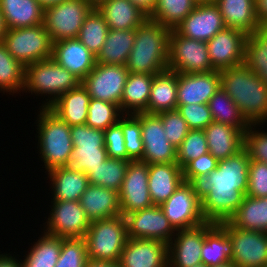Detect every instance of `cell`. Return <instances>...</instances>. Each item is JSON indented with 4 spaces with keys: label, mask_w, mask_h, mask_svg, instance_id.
Masks as SVG:
<instances>
[{
    "label": "cell",
    "mask_w": 267,
    "mask_h": 267,
    "mask_svg": "<svg viewBox=\"0 0 267 267\" xmlns=\"http://www.w3.org/2000/svg\"><path fill=\"white\" fill-rule=\"evenodd\" d=\"M250 158L243 147L236 154L218 161L217 168L209 174L195 176L189 183L202 201V211L207 222L221 223L235 213L248 190Z\"/></svg>",
    "instance_id": "6da1fadb"
},
{
    "label": "cell",
    "mask_w": 267,
    "mask_h": 267,
    "mask_svg": "<svg viewBox=\"0 0 267 267\" xmlns=\"http://www.w3.org/2000/svg\"><path fill=\"white\" fill-rule=\"evenodd\" d=\"M220 87L250 124L267 123V84L243 63L219 70Z\"/></svg>",
    "instance_id": "7a4b0ae2"
},
{
    "label": "cell",
    "mask_w": 267,
    "mask_h": 267,
    "mask_svg": "<svg viewBox=\"0 0 267 267\" xmlns=\"http://www.w3.org/2000/svg\"><path fill=\"white\" fill-rule=\"evenodd\" d=\"M171 29L147 18L135 29V41L126 68L129 73L156 75L168 69Z\"/></svg>",
    "instance_id": "3957f363"
},
{
    "label": "cell",
    "mask_w": 267,
    "mask_h": 267,
    "mask_svg": "<svg viewBox=\"0 0 267 267\" xmlns=\"http://www.w3.org/2000/svg\"><path fill=\"white\" fill-rule=\"evenodd\" d=\"M38 114V147L47 172L69 166L73 150L70 126L48 107H41Z\"/></svg>",
    "instance_id": "277c9868"
},
{
    "label": "cell",
    "mask_w": 267,
    "mask_h": 267,
    "mask_svg": "<svg viewBox=\"0 0 267 267\" xmlns=\"http://www.w3.org/2000/svg\"><path fill=\"white\" fill-rule=\"evenodd\" d=\"M80 84L81 80L52 58L25 66L23 91L34 93L36 96H48L40 107H49L62 94L77 88Z\"/></svg>",
    "instance_id": "5b68a950"
},
{
    "label": "cell",
    "mask_w": 267,
    "mask_h": 267,
    "mask_svg": "<svg viewBox=\"0 0 267 267\" xmlns=\"http://www.w3.org/2000/svg\"><path fill=\"white\" fill-rule=\"evenodd\" d=\"M84 239L88 259L119 262L129 239L124 216L91 222Z\"/></svg>",
    "instance_id": "8992f818"
},
{
    "label": "cell",
    "mask_w": 267,
    "mask_h": 267,
    "mask_svg": "<svg viewBox=\"0 0 267 267\" xmlns=\"http://www.w3.org/2000/svg\"><path fill=\"white\" fill-rule=\"evenodd\" d=\"M3 43L9 54L24 67L52 57L53 42L43 23L6 29Z\"/></svg>",
    "instance_id": "52a82bcc"
},
{
    "label": "cell",
    "mask_w": 267,
    "mask_h": 267,
    "mask_svg": "<svg viewBox=\"0 0 267 267\" xmlns=\"http://www.w3.org/2000/svg\"><path fill=\"white\" fill-rule=\"evenodd\" d=\"M92 9L86 0H64L44 7L43 24L52 42L77 38Z\"/></svg>",
    "instance_id": "ba28073f"
},
{
    "label": "cell",
    "mask_w": 267,
    "mask_h": 267,
    "mask_svg": "<svg viewBox=\"0 0 267 267\" xmlns=\"http://www.w3.org/2000/svg\"><path fill=\"white\" fill-rule=\"evenodd\" d=\"M73 150L69 167L78 173L88 175L108 158L104 145V131L86 124L70 127Z\"/></svg>",
    "instance_id": "9c48e42d"
},
{
    "label": "cell",
    "mask_w": 267,
    "mask_h": 267,
    "mask_svg": "<svg viewBox=\"0 0 267 267\" xmlns=\"http://www.w3.org/2000/svg\"><path fill=\"white\" fill-rule=\"evenodd\" d=\"M168 70L187 74L213 71L207 42L186 38L172 29L168 47Z\"/></svg>",
    "instance_id": "30bf717a"
},
{
    "label": "cell",
    "mask_w": 267,
    "mask_h": 267,
    "mask_svg": "<svg viewBox=\"0 0 267 267\" xmlns=\"http://www.w3.org/2000/svg\"><path fill=\"white\" fill-rule=\"evenodd\" d=\"M230 239L231 262L236 267L267 265V234L233 227L228 221L219 223Z\"/></svg>",
    "instance_id": "8fae6325"
},
{
    "label": "cell",
    "mask_w": 267,
    "mask_h": 267,
    "mask_svg": "<svg viewBox=\"0 0 267 267\" xmlns=\"http://www.w3.org/2000/svg\"><path fill=\"white\" fill-rule=\"evenodd\" d=\"M160 207L176 231L207 222L202 211V201L195 194L192 185L186 181Z\"/></svg>",
    "instance_id": "7c38bea8"
},
{
    "label": "cell",
    "mask_w": 267,
    "mask_h": 267,
    "mask_svg": "<svg viewBox=\"0 0 267 267\" xmlns=\"http://www.w3.org/2000/svg\"><path fill=\"white\" fill-rule=\"evenodd\" d=\"M129 71L126 65L96 63L92 71L81 81L91 98L118 105Z\"/></svg>",
    "instance_id": "4fadbf2b"
},
{
    "label": "cell",
    "mask_w": 267,
    "mask_h": 267,
    "mask_svg": "<svg viewBox=\"0 0 267 267\" xmlns=\"http://www.w3.org/2000/svg\"><path fill=\"white\" fill-rule=\"evenodd\" d=\"M51 204L43 232L60 238H84L91 221L80 201H51Z\"/></svg>",
    "instance_id": "5bb4252c"
},
{
    "label": "cell",
    "mask_w": 267,
    "mask_h": 267,
    "mask_svg": "<svg viewBox=\"0 0 267 267\" xmlns=\"http://www.w3.org/2000/svg\"><path fill=\"white\" fill-rule=\"evenodd\" d=\"M124 218L128 238L159 240L168 245L176 234L158 205L129 213Z\"/></svg>",
    "instance_id": "9a60e30c"
},
{
    "label": "cell",
    "mask_w": 267,
    "mask_h": 267,
    "mask_svg": "<svg viewBox=\"0 0 267 267\" xmlns=\"http://www.w3.org/2000/svg\"><path fill=\"white\" fill-rule=\"evenodd\" d=\"M141 121L143 155L140 161L150 164L176 163V148L168 141L158 114H134Z\"/></svg>",
    "instance_id": "2e32d148"
},
{
    "label": "cell",
    "mask_w": 267,
    "mask_h": 267,
    "mask_svg": "<svg viewBox=\"0 0 267 267\" xmlns=\"http://www.w3.org/2000/svg\"><path fill=\"white\" fill-rule=\"evenodd\" d=\"M215 224L205 222L194 228L176 231L168 244V267H192L202 264L201 250L205 234Z\"/></svg>",
    "instance_id": "e0dca14e"
},
{
    "label": "cell",
    "mask_w": 267,
    "mask_h": 267,
    "mask_svg": "<svg viewBox=\"0 0 267 267\" xmlns=\"http://www.w3.org/2000/svg\"><path fill=\"white\" fill-rule=\"evenodd\" d=\"M121 215L153 206L148 190V164L140 160L130 161L119 191Z\"/></svg>",
    "instance_id": "ac0fdd59"
},
{
    "label": "cell",
    "mask_w": 267,
    "mask_h": 267,
    "mask_svg": "<svg viewBox=\"0 0 267 267\" xmlns=\"http://www.w3.org/2000/svg\"><path fill=\"white\" fill-rule=\"evenodd\" d=\"M247 37L240 30L225 28L207 41L212 68L219 71L243 64Z\"/></svg>",
    "instance_id": "d6986e66"
},
{
    "label": "cell",
    "mask_w": 267,
    "mask_h": 267,
    "mask_svg": "<svg viewBox=\"0 0 267 267\" xmlns=\"http://www.w3.org/2000/svg\"><path fill=\"white\" fill-rule=\"evenodd\" d=\"M225 28L223 17L213 2L197 4L175 30L186 38L207 42Z\"/></svg>",
    "instance_id": "ffe728a7"
},
{
    "label": "cell",
    "mask_w": 267,
    "mask_h": 267,
    "mask_svg": "<svg viewBox=\"0 0 267 267\" xmlns=\"http://www.w3.org/2000/svg\"><path fill=\"white\" fill-rule=\"evenodd\" d=\"M120 267H168V245L159 240L129 238Z\"/></svg>",
    "instance_id": "44dd1931"
},
{
    "label": "cell",
    "mask_w": 267,
    "mask_h": 267,
    "mask_svg": "<svg viewBox=\"0 0 267 267\" xmlns=\"http://www.w3.org/2000/svg\"><path fill=\"white\" fill-rule=\"evenodd\" d=\"M220 87L218 70L205 73H177V104H208Z\"/></svg>",
    "instance_id": "7402d4cb"
},
{
    "label": "cell",
    "mask_w": 267,
    "mask_h": 267,
    "mask_svg": "<svg viewBox=\"0 0 267 267\" xmlns=\"http://www.w3.org/2000/svg\"><path fill=\"white\" fill-rule=\"evenodd\" d=\"M51 58L81 81L96 65V56L78 38L54 42Z\"/></svg>",
    "instance_id": "603a6c76"
},
{
    "label": "cell",
    "mask_w": 267,
    "mask_h": 267,
    "mask_svg": "<svg viewBox=\"0 0 267 267\" xmlns=\"http://www.w3.org/2000/svg\"><path fill=\"white\" fill-rule=\"evenodd\" d=\"M214 4L218 7L226 28L240 30L250 36L261 27L256 0H214Z\"/></svg>",
    "instance_id": "cb8c5ba5"
},
{
    "label": "cell",
    "mask_w": 267,
    "mask_h": 267,
    "mask_svg": "<svg viewBox=\"0 0 267 267\" xmlns=\"http://www.w3.org/2000/svg\"><path fill=\"white\" fill-rule=\"evenodd\" d=\"M182 182L183 169L177 163L148 165V190L154 205L164 203Z\"/></svg>",
    "instance_id": "d4e9b609"
},
{
    "label": "cell",
    "mask_w": 267,
    "mask_h": 267,
    "mask_svg": "<svg viewBox=\"0 0 267 267\" xmlns=\"http://www.w3.org/2000/svg\"><path fill=\"white\" fill-rule=\"evenodd\" d=\"M80 203L91 222L121 215L119 193L106 187L89 184Z\"/></svg>",
    "instance_id": "484cf974"
},
{
    "label": "cell",
    "mask_w": 267,
    "mask_h": 267,
    "mask_svg": "<svg viewBox=\"0 0 267 267\" xmlns=\"http://www.w3.org/2000/svg\"><path fill=\"white\" fill-rule=\"evenodd\" d=\"M208 151L218 160H225L244 147V133L238 128L212 122L204 129Z\"/></svg>",
    "instance_id": "4316f807"
},
{
    "label": "cell",
    "mask_w": 267,
    "mask_h": 267,
    "mask_svg": "<svg viewBox=\"0 0 267 267\" xmlns=\"http://www.w3.org/2000/svg\"><path fill=\"white\" fill-rule=\"evenodd\" d=\"M91 97L80 84L62 94L48 108L70 127L86 124Z\"/></svg>",
    "instance_id": "83f0119b"
},
{
    "label": "cell",
    "mask_w": 267,
    "mask_h": 267,
    "mask_svg": "<svg viewBox=\"0 0 267 267\" xmlns=\"http://www.w3.org/2000/svg\"><path fill=\"white\" fill-rule=\"evenodd\" d=\"M47 173L53 189L52 201H80L89 186L88 176L73 171L69 166L55 168Z\"/></svg>",
    "instance_id": "f1b7e54d"
},
{
    "label": "cell",
    "mask_w": 267,
    "mask_h": 267,
    "mask_svg": "<svg viewBox=\"0 0 267 267\" xmlns=\"http://www.w3.org/2000/svg\"><path fill=\"white\" fill-rule=\"evenodd\" d=\"M6 29L31 27L43 23L44 7L37 0H0Z\"/></svg>",
    "instance_id": "f546056e"
},
{
    "label": "cell",
    "mask_w": 267,
    "mask_h": 267,
    "mask_svg": "<svg viewBox=\"0 0 267 267\" xmlns=\"http://www.w3.org/2000/svg\"><path fill=\"white\" fill-rule=\"evenodd\" d=\"M177 110V72L166 70L153 75L147 113Z\"/></svg>",
    "instance_id": "4dcf8cb0"
},
{
    "label": "cell",
    "mask_w": 267,
    "mask_h": 267,
    "mask_svg": "<svg viewBox=\"0 0 267 267\" xmlns=\"http://www.w3.org/2000/svg\"><path fill=\"white\" fill-rule=\"evenodd\" d=\"M97 10L113 30H135L148 18L129 0H108Z\"/></svg>",
    "instance_id": "1f68e13d"
},
{
    "label": "cell",
    "mask_w": 267,
    "mask_h": 267,
    "mask_svg": "<svg viewBox=\"0 0 267 267\" xmlns=\"http://www.w3.org/2000/svg\"><path fill=\"white\" fill-rule=\"evenodd\" d=\"M153 75L129 73L121 97V111L124 114L147 113Z\"/></svg>",
    "instance_id": "d6a6232c"
},
{
    "label": "cell",
    "mask_w": 267,
    "mask_h": 267,
    "mask_svg": "<svg viewBox=\"0 0 267 267\" xmlns=\"http://www.w3.org/2000/svg\"><path fill=\"white\" fill-rule=\"evenodd\" d=\"M228 222L236 228L266 232L267 197L253 198L245 195L242 204Z\"/></svg>",
    "instance_id": "836d02e7"
},
{
    "label": "cell",
    "mask_w": 267,
    "mask_h": 267,
    "mask_svg": "<svg viewBox=\"0 0 267 267\" xmlns=\"http://www.w3.org/2000/svg\"><path fill=\"white\" fill-rule=\"evenodd\" d=\"M135 41V30L109 29L96 63L126 65Z\"/></svg>",
    "instance_id": "e575fe53"
},
{
    "label": "cell",
    "mask_w": 267,
    "mask_h": 267,
    "mask_svg": "<svg viewBox=\"0 0 267 267\" xmlns=\"http://www.w3.org/2000/svg\"><path fill=\"white\" fill-rule=\"evenodd\" d=\"M202 264L208 267L231 261L230 239L226 230L215 224L206 234L201 250Z\"/></svg>",
    "instance_id": "d590c367"
},
{
    "label": "cell",
    "mask_w": 267,
    "mask_h": 267,
    "mask_svg": "<svg viewBox=\"0 0 267 267\" xmlns=\"http://www.w3.org/2000/svg\"><path fill=\"white\" fill-rule=\"evenodd\" d=\"M41 238L33 244L25 256L21 259V267H55L60 251L62 238L48 233L41 234Z\"/></svg>",
    "instance_id": "8d00e7d4"
},
{
    "label": "cell",
    "mask_w": 267,
    "mask_h": 267,
    "mask_svg": "<svg viewBox=\"0 0 267 267\" xmlns=\"http://www.w3.org/2000/svg\"><path fill=\"white\" fill-rule=\"evenodd\" d=\"M208 106L214 122L232 125L243 133L250 126L235 102L221 87L209 100Z\"/></svg>",
    "instance_id": "74e56055"
},
{
    "label": "cell",
    "mask_w": 267,
    "mask_h": 267,
    "mask_svg": "<svg viewBox=\"0 0 267 267\" xmlns=\"http://www.w3.org/2000/svg\"><path fill=\"white\" fill-rule=\"evenodd\" d=\"M130 161L107 158L87 175L89 184L106 187L119 193Z\"/></svg>",
    "instance_id": "f35d334b"
},
{
    "label": "cell",
    "mask_w": 267,
    "mask_h": 267,
    "mask_svg": "<svg viewBox=\"0 0 267 267\" xmlns=\"http://www.w3.org/2000/svg\"><path fill=\"white\" fill-rule=\"evenodd\" d=\"M196 5L194 0H156L150 19L172 30L185 19Z\"/></svg>",
    "instance_id": "ab89813d"
},
{
    "label": "cell",
    "mask_w": 267,
    "mask_h": 267,
    "mask_svg": "<svg viewBox=\"0 0 267 267\" xmlns=\"http://www.w3.org/2000/svg\"><path fill=\"white\" fill-rule=\"evenodd\" d=\"M109 27L97 9H92L86 16L80 29L78 39L95 56L105 43Z\"/></svg>",
    "instance_id": "60d3db41"
},
{
    "label": "cell",
    "mask_w": 267,
    "mask_h": 267,
    "mask_svg": "<svg viewBox=\"0 0 267 267\" xmlns=\"http://www.w3.org/2000/svg\"><path fill=\"white\" fill-rule=\"evenodd\" d=\"M25 67L15 60L0 42V92L19 93L24 88Z\"/></svg>",
    "instance_id": "b9f144b4"
},
{
    "label": "cell",
    "mask_w": 267,
    "mask_h": 267,
    "mask_svg": "<svg viewBox=\"0 0 267 267\" xmlns=\"http://www.w3.org/2000/svg\"><path fill=\"white\" fill-rule=\"evenodd\" d=\"M123 115L118 105L91 98L86 125L105 131L116 124Z\"/></svg>",
    "instance_id": "7bdbcfd3"
},
{
    "label": "cell",
    "mask_w": 267,
    "mask_h": 267,
    "mask_svg": "<svg viewBox=\"0 0 267 267\" xmlns=\"http://www.w3.org/2000/svg\"><path fill=\"white\" fill-rule=\"evenodd\" d=\"M121 127L127 161L141 160L143 155L141 121L134 114H124L121 117Z\"/></svg>",
    "instance_id": "ee69618b"
},
{
    "label": "cell",
    "mask_w": 267,
    "mask_h": 267,
    "mask_svg": "<svg viewBox=\"0 0 267 267\" xmlns=\"http://www.w3.org/2000/svg\"><path fill=\"white\" fill-rule=\"evenodd\" d=\"M208 152L204 130H190L176 149V163L183 169L190 161Z\"/></svg>",
    "instance_id": "f6af8a7d"
},
{
    "label": "cell",
    "mask_w": 267,
    "mask_h": 267,
    "mask_svg": "<svg viewBox=\"0 0 267 267\" xmlns=\"http://www.w3.org/2000/svg\"><path fill=\"white\" fill-rule=\"evenodd\" d=\"M87 260L84 238H62L61 251L55 267H85Z\"/></svg>",
    "instance_id": "bcb514c9"
},
{
    "label": "cell",
    "mask_w": 267,
    "mask_h": 267,
    "mask_svg": "<svg viewBox=\"0 0 267 267\" xmlns=\"http://www.w3.org/2000/svg\"><path fill=\"white\" fill-rule=\"evenodd\" d=\"M168 141L177 149L190 131L186 120L178 110L158 113Z\"/></svg>",
    "instance_id": "7dc6e473"
},
{
    "label": "cell",
    "mask_w": 267,
    "mask_h": 267,
    "mask_svg": "<svg viewBox=\"0 0 267 267\" xmlns=\"http://www.w3.org/2000/svg\"><path fill=\"white\" fill-rule=\"evenodd\" d=\"M258 125L264 124H250L244 133V148L250 160L267 163V132L256 128Z\"/></svg>",
    "instance_id": "c3c4849f"
},
{
    "label": "cell",
    "mask_w": 267,
    "mask_h": 267,
    "mask_svg": "<svg viewBox=\"0 0 267 267\" xmlns=\"http://www.w3.org/2000/svg\"><path fill=\"white\" fill-rule=\"evenodd\" d=\"M177 110L190 130H204L213 122L208 104H177Z\"/></svg>",
    "instance_id": "681fc988"
},
{
    "label": "cell",
    "mask_w": 267,
    "mask_h": 267,
    "mask_svg": "<svg viewBox=\"0 0 267 267\" xmlns=\"http://www.w3.org/2000/svg\"><path fill=\"white\" fill-rule=\"evenodd\" d=\"M247 196L267 197V163L251 160L248 167Z\"/></svg>",
    "instance_id": "f907efd6"
},
{
    "label": "cell",
    "mask_w": 267,
    "mask_h": 267,
    "mask_svg": "<svg viewBox=\"0 0 267 267\" xmlns=\"http://www.w3.org/2000/svg\"><path fill=\"white\" fill-rule=\"evenodd\" d=\"M244 64L252 72L257 68L267 67L266 46L255 34L247 37Z\"/></svg>",
    "instance_id": "816d5d0a"
},
{
    "label": "cell",
    "mask_w": 267,
    "mask_h": 267,
    "mask_svg": "<svg viewBox=\"0 0 267 267\" xmlns=\"http://www.w3.org/2000/svg\"><path fill=\"white\" fill-rule=\"evenodd\" d=\"M104 145L108 158L127 160V151L121 127V118L104 131Z\"/></svg>",
    "instance_id": "f5cc1de1"
},
{
    "label": "cell",
    "mask_w": 267,
    "mask_h": 267,
    "mask_svg": "<svg viewBox=\"0 0 267 267\" xmlns=\"http://www.w3.org/2000/svg\"><path fill=\"white\" fill-rule=\"evenodd\" d=\"M218 160L210 153H206L190 161L183 168V179L190 182L195 176L209 174L217 168Z\"/></svg>",
    "instance_id": "db71d44e"
},
{
    "label": "cell",
    "mask_w": 267,
    "mask_h": 267,
    "mask_svg": "<svg viewBox=\"0 0 267 267\" xmlns=\"http://www.w3.org/2000/svg\"><path fill=\"white\" fill-rule=\"evenodd\" d=\"M135 5L141 12H143L148 18L153 15V9L155 7L156 0H129Z\"/></svg>",
    "instance_id": "11a10c76"
},
{
    "label": "cell",
    "mask_w": 267,
    "mask_h": 267,
    "mask_svg": "<svg viewBox=\"0 0 267 267\" xmlns=\"http://www.w3.org/2000/svg\"><path fill=\"white\" fill-rule=\"evenodd\" d=\"M256 11L261 25H267V0H256Z\"/></svg>",
    "instance_id": "9f6ffc18"
},
{
    "label": "cell",
    "mask_w": 267,
    "mask_h": 267,
    "mask_svg": "<svg viewBox=\"0 0 267 267\" xmlns=\"http://www.w3.org/2000/svg\"><path fill=\"white\" fill-rule=\"evenodd\" d=\"M9 254H0V267H21V261Z\"/></svg>",
    "instance_id": "6f0895ef"
},
{
    "label": "cell",
    "mask_w": 267,
    "mask_h": 267,
    "mask_svg": "<svg viewBox=\"0 0 267 267\" xmlns=\"http://www.w3.org/2000/svg\"><path fill=\"white\" fill-rule=\"evenodd\" d=\"M85 267H120L119 262L88 259Z\"/></svg>",
    "instance_id": "680465c9"
},
{
    "label": "cell",
    "mask_w": 267,
    "mask_h": 267,
    "mask_svg": "<svg viewBox=\"0 0 267 267\" xmlns=\"http://www.w3.org/2000/svg\"><path fill=\"white\" fill-rule=\"evenodd\" d=\"M254 34L265 44L267 49V25H261Z\"/></svg>",
    "instance_id": "91938a15"
},
{
    "label": "cell",
    "mask_w": 267,
    "mask_h": 267,
    "mask_svg": "<svg viewBox=\"0 0 267 267\" xmlns=\"http://www.w3.org/2000/svg\"><path fill=\"white\" fill-rule=\"evenodd\" d=\"M254 73L259 76L263 82L267 84V67L257 68Z\"/></svg>",
    "instance_id": "94428289"
},
{
    "label": "cell",
    "mask_w": 267,
    "mask_h": 267,
    "mask_svg": "<svg viewBox=\"0 0 267 267\" xmlns=\"http://www.w3.org/2000/svg\"><path fill=\"white\" fill-rule=\"evenodd\" d=\"M5 33H6V26L4 24L3 15L0 11V42H3Z\"/></svg>",
    "instance_id": "6125c7cd"
},
{
    "label": "cell",
    "mask_w": 267,
    "mask_h": 267,
    "mask_svg": "<svg viewBox=\"0 0 267 267\" xmlns=\"http://www.w3.org/2000/svg\"><path fill=\"white\" fill-rule=\"evenodd\" d=\"M108 0H86V2L93 8H99L103 3L107 2Z\"/></svg>",
    "instance_id": "be15d7a7"
},
{
    "label": "cell",
    "mask_w": 267,
    "mask_h": 267,
    "mask_svg": "<svg viewBox=\"0 0 267 267\" xmlns=\"http://www.w3.org/2000/svg\"><path fill=\"white\" fill-rule=\"evenodd\" d=\"M43 7H47L49 5H53L56 3H60L64 0H37Z\"/></svg>",
    "instance_id": "e7e4bbea"
},
{
    "label": "cell",
    "mask_w": 267,
    "mask_h": 267,
    "mask_svg": "<svg viewBox=\"0 0 267 267\" xmlns=\"http://www.w3.org/2000/svg\"><path fill=\"white\" fill-rule=\"evenodd\" d=\"M212 267H236L231 261L221 264V265H217V266H212Z\"/></svg>",
    "instance_id": "03108f58"
},
{
    "label": "cell",
    "mask_w": 267,
    "mask_h": 267,
    "mask_svg": "<svg viewBox=\"0 0 267 267\" xmlns=\"http://www.w3.org/2000/svg\"><path fill=\"white\" fill-rule=\"evenodd\" d=\"M197 4L213 3L214 0H194Z\"/></svg>",
    "instance_id": "003e7915"
},
{
    "label": "cell",
    "mask_w": 267,
    "mask_h": 267,
    "mask_svg": "<svg viewBox=\"0 0 267 267\" xmlns=\"http://www.w3.org/2000/svg\"><path fill=\"white\" fill-rule=\"evenodd\" d=\"M192 267H208V266H206L205 264H199V265H195V266H192Z\"/></svg>",
    "instance_id": "a7ac6f4b"
}]
</instances>
